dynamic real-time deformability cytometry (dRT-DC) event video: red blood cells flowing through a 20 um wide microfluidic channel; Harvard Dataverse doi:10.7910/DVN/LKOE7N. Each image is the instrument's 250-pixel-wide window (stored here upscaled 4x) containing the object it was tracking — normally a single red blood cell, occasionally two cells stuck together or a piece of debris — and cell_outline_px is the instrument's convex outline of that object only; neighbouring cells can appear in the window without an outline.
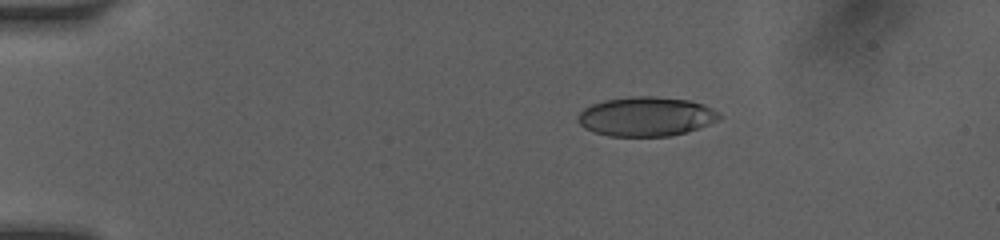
{"species": "human", "species_latin": "Homo sapiens", "temperature_condition": "room temperature", "stored_images_in_passage": 7, "camera_frame_rate_fps": 3000, "um_per_image_px": 0.085, "donor": {"sex": "female"}, "frame": {"image": 1, "passage_image": 4, "time_ms": 3.0, "image_size_px": [1000, 240], "cell_outline_px": [[724, 116], [708, 124], [684, 132], [668, 136], [608, 136], [584, 128], [576, 120], [576, 116], [584, 108], [592, 104], [604, 100], [632, 96], [656, 96], [688, 100], [704, 104], [720, 112]], "centroid_in_image_um": [54.9, 9.89], "position_along_channel_um": 30.1, "area_um2": 32.43}}